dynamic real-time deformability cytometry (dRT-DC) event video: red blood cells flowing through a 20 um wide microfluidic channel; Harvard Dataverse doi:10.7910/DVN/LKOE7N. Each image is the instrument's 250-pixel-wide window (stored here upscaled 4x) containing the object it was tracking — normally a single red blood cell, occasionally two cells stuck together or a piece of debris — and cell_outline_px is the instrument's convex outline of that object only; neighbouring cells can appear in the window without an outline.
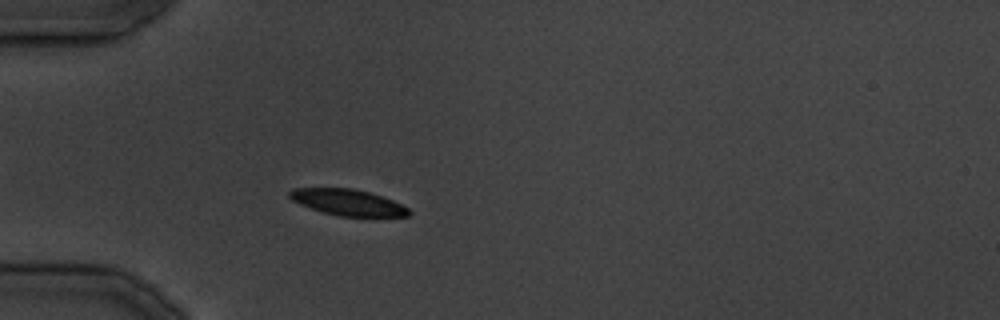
{"species": "common noctule bat (a hibernating species)", "species_latin": "Nyctalus noctula", "temperature_condition": "cold", "stored_images_in_passage": 31, "camera_frame_rate_fps": 3000, "um_per_image_px": 0.085, "animal": {"sex": "male", "body_mass_g": 19.5, "forearm_length_mm": 54.6}, "frame": {"image": 1, "passage_image": 7, "time_ms": 7.667, "image_size_px": [1000, 320], "cell_outline_px": [[412, 212], [408, 216], [340, 216], [324, 212], [300, 204], [292, 200], [288, 196], [288, 192], [292, 188], [352, 188], [368, 192], [392, 200], [408, 208]], "centroid_in_image_um": [29.54, 17.19], "position_along_channel_um": 55.5, "area_um2": 17.92}}
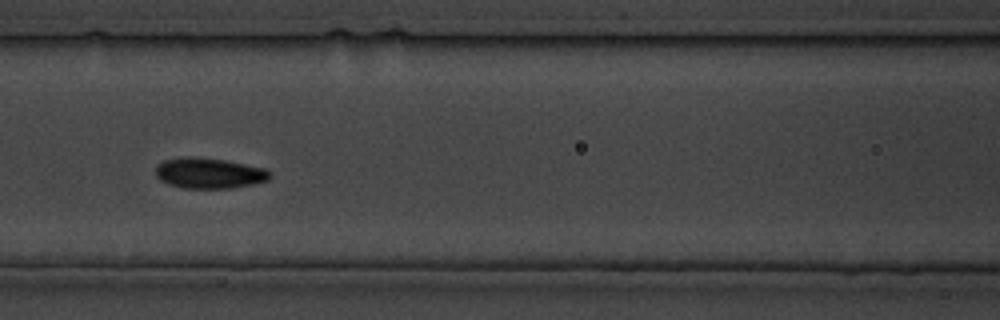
{"frame": {"image": 2, "passage_image": 12, "time_ms": 14.333, "image_size_px": [1000, 320], "cell_outline_px": [[272, 176], [268, 180], [252, 184], [232, 188], [184, 188], [168, 184], [160, 180], [156, 176], [156, 164], [164, 160], [180, 156], [192, 156], [224, 160], [268, 168], [272, 172]], "centroid_in_image_um": [17.79, 14.7], "position_along_channel_um": 148.8, "area_um2": 20.69}}
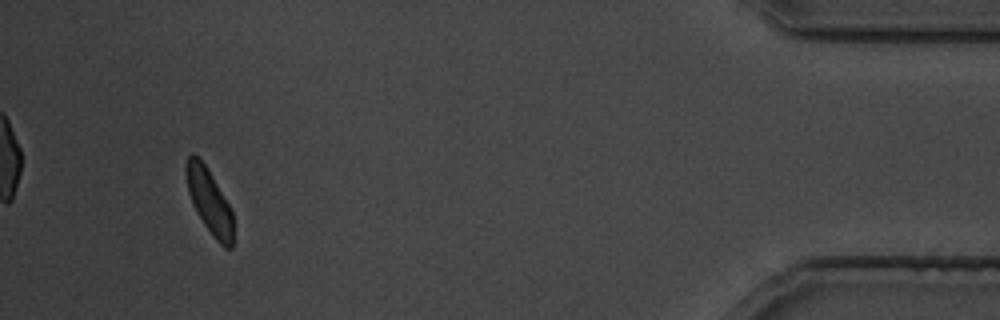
{"frame": {"image": 3, "passage_image": 30, "time_ms": 35.667, "image_size_px": [1000, 320], "cell_outline_px": [[232, 248], [224, 248], [216, 240], [204, 224], [196, 212], [192, 204], [188, 192], [184, 172], [184, 164], [188, 156], [192, 152], [204, 164], [228, 204], [232, 212]], "centroid_in_image_um": [17.74, 17.09], "position_along_channel_um": 417.5, "area_um2": 17.46}}